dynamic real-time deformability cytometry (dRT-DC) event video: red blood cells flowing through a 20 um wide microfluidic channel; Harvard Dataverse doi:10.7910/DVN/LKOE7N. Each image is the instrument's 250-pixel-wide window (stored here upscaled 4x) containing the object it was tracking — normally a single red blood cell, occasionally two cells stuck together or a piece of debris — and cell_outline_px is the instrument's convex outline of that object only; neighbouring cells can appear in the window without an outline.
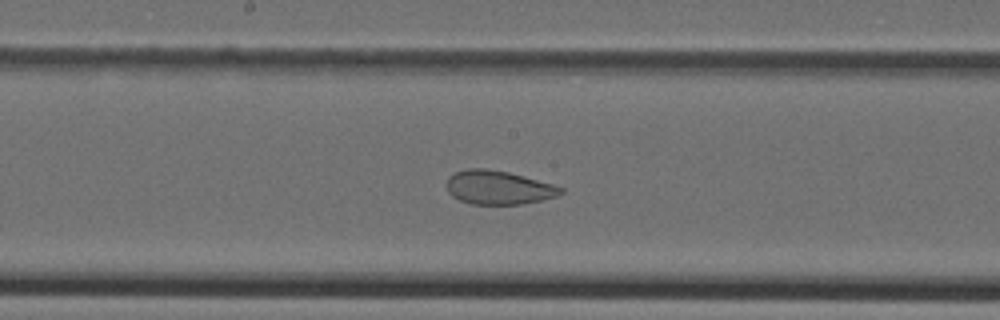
{"species": "Egyptian fruit bat (a non-hibernating species)", "species_latin": "Rousettus aegyptiacus", "temperature_condition": "cold", "stored_images_in_passage": 47, "camera_frame_rate_fps": 3000, "um_per_image_px": 0.085, "animal": {"sex": "female"}, "frame": {"image": 1, "passage_image": 25, "time_ms": 8.0, "image_size_px": [1000, 320], "cell_outline_px": [[564, 192], [556, 196], [540, 200], [520, 204], [472, 204], [460, 200], [452, 196], [448, 192], [444, 184], [448, 176], [456, 172], [468, 168], [484, 168], [508, 172], [524, 176], [552, 184], [564, 188]], "centroid_in_image_um": [42.32, 15.93], "position_along_channel_um": 205.9, "area_um2": 22.48}}
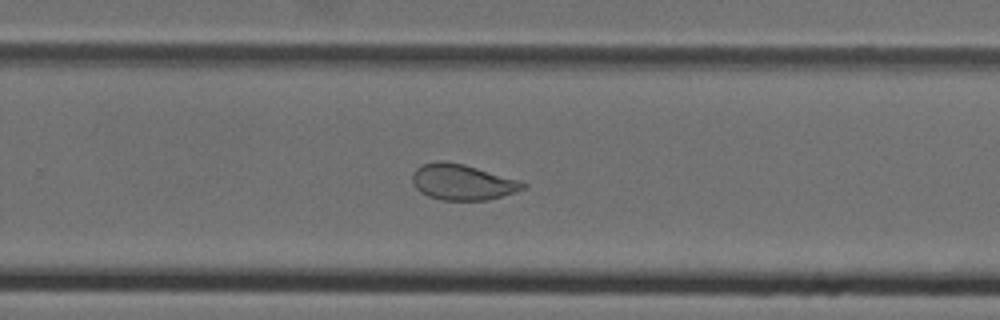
{"frame": {"image": 2, "passage_image": 31, "time_ms": 10.0, "image_size_px": [1000, 320], "cell_outline_px": [[528, 184], [524, 188], [516, 192], [488, 200], [440, 200], [428, 196], [420, 192], [412, 184], [412, 172], [416, 168], [424, 164], [436, 160], [444, 160], [464, 164], [516, 180]], "centroid_in_image_um": [39.24, 15.48], "position_along_channel_um": 290.6, "area_um2": 23.0}}
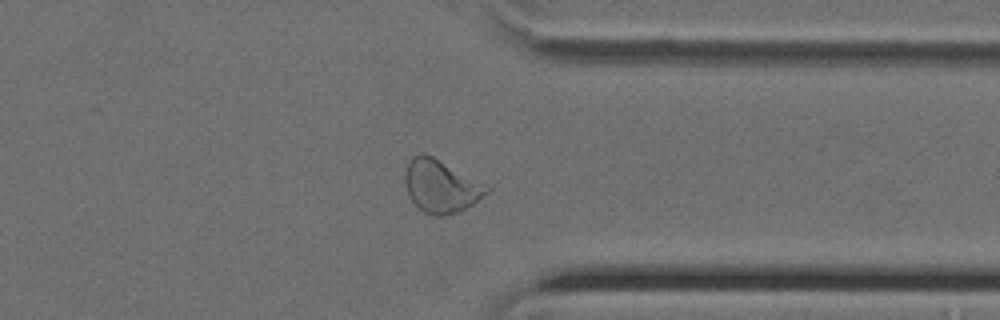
{"frame": {"image": 3, "passage_image": 37, "time_ms": 12.0, "image_size_px": [1000, 320], "cell_outline_px": [[492, 188], [488, 192], [472, 204], [460, 212], [444, 216], [432, 216], [424, 212], [408, 196], [404, 180], [404, 176], [408, 164], [416, 156], [432, 156], [488, 184]], "centroid_in_image_um": [37.52, 15.87], "position_along_channel_um": 373.9, "area_um2": 24.91}}